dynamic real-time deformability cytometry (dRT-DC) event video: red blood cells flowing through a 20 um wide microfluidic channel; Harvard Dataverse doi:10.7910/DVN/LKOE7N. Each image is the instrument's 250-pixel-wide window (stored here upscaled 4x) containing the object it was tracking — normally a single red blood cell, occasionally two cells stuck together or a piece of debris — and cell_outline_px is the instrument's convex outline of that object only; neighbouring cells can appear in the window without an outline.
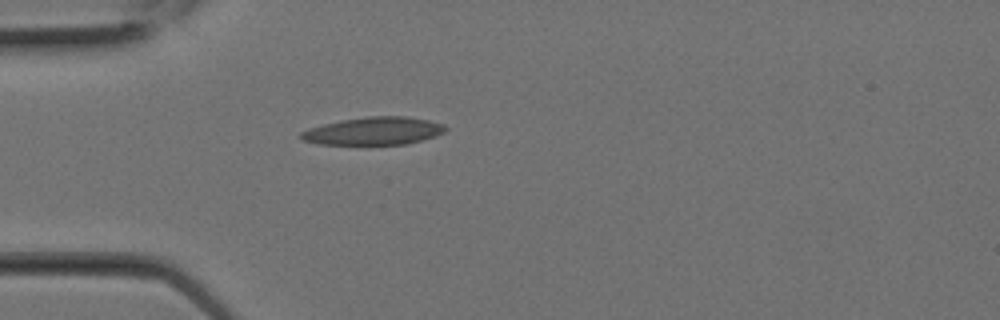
{"species": "Egyptian fruit bat (a non-hibernating species)", "species_latin": "Rousettus aegyptiacus", "temperature_condition": "room temperature", "stored_images_in_passage": 1, "camera_frame_rate_fps": 3000, "um_per_image_px": 0.085, "animal": {"sex": "female"}, "frame": {"image": 1, "passage_image": 1, "time_ms": 0.0, "image_size_px": [1000, 320], "cell_outline_px": [[448, 128], [444, 132], [436, 136], [404, 144], [316, 144], [304, 140], [300, 136], [300, 132], [308, 128], [324, 124], [344, 120], [368, 116], [408, 116], [428, 120], [444, 124]], "centroid_in_image_um": [31.78, 11.13], "position_along_channel_um": 53.2, "area_um2": 23.24}}